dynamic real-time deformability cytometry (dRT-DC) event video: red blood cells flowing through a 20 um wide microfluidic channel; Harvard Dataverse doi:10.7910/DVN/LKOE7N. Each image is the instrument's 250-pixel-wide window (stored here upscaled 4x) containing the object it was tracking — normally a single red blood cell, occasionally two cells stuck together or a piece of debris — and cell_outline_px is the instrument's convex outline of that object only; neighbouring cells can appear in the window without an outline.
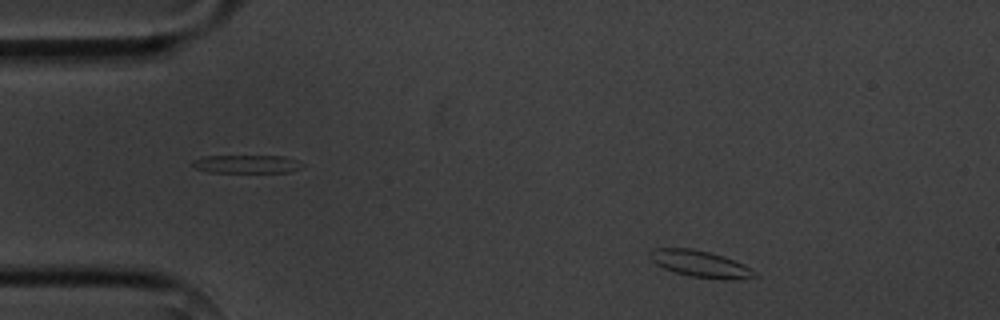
{"species": "common noctule bat (a hibernating species)", "species_latin": "Nyctalus noctula", "temperature_condition": "cold", "stored_images_in_passage": 7, "camera_frame_rate_fps": 3000, "um_per_image_px": 0.085, "animal": {"sex": "male", "body_mass_g": 20.1, "forearm_length_mm": 53.5}, "frame": {"image": 1, "passage_image": 1, "time_ms": 0.0, "image_size_px": [1000, 320], "cell_outline_px": [[756, 276], [736, 280], [732, 280], [692, 276], [672, 272], [656, 264], [648, 256], [648, 252], [652, 248], [692, 248], [724, 256], [744, 264], [756, 272]], "centroid_in_image_um": [59.49, 22.42], "position_along_channel_um": 25.5, "area_um2": 16.24}}
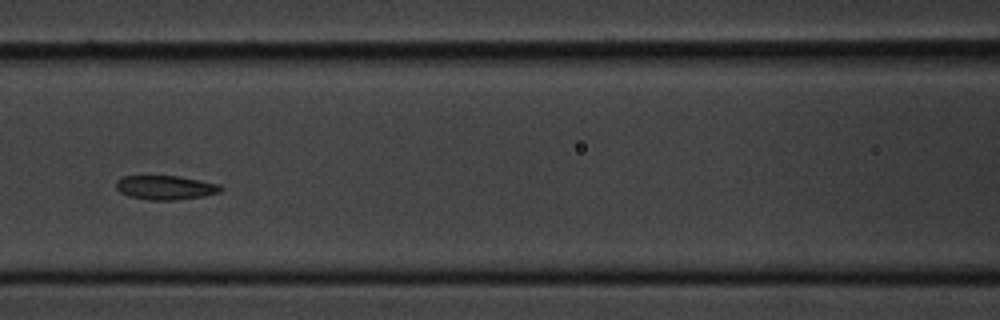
{"frame": {"image": 2, "passage_image": 5, "time_ms": 5.333, "image_size_px": [1000, 320], "cell_outline_px": [[224, 188], [220, 192], [204, 196], [176, 200], [148, 200], [128, 196], [120, 192], [116, 188], [116, 180], [124, 176], [180, 176], [220, 184]], "centroid_in_image_um": [14.08, 15.94], "position_along_channel_um": 152.5, "area_um2": 14.85}}
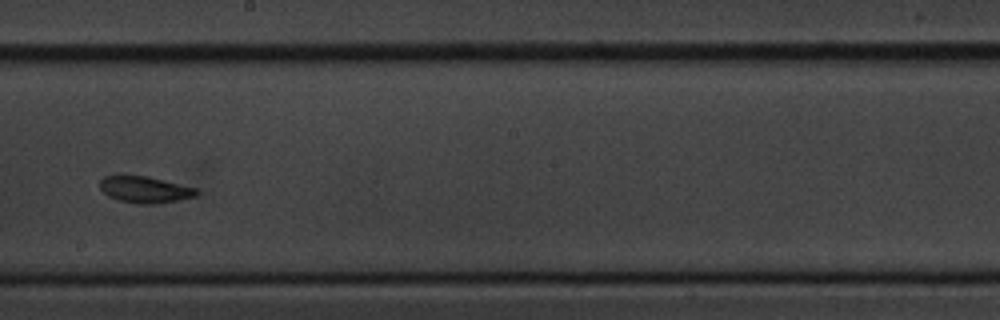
{"frame": {"image": 3, "passage_image": 7, "time_ms": 7.667, "image_size_px": [1000, 320], "cell_outline_px": [[200, 192], [196, 196], [180, 200], [156, 204], [136, 204], [120, 200], [108, 196], [100, 188], [100, 180], [104, 176], [148, 176], [196, 188]], "centroid_in_image_um": [12.35, 16.13], "position_along_channel_um": 235.9, "area_um2": 14.91}}